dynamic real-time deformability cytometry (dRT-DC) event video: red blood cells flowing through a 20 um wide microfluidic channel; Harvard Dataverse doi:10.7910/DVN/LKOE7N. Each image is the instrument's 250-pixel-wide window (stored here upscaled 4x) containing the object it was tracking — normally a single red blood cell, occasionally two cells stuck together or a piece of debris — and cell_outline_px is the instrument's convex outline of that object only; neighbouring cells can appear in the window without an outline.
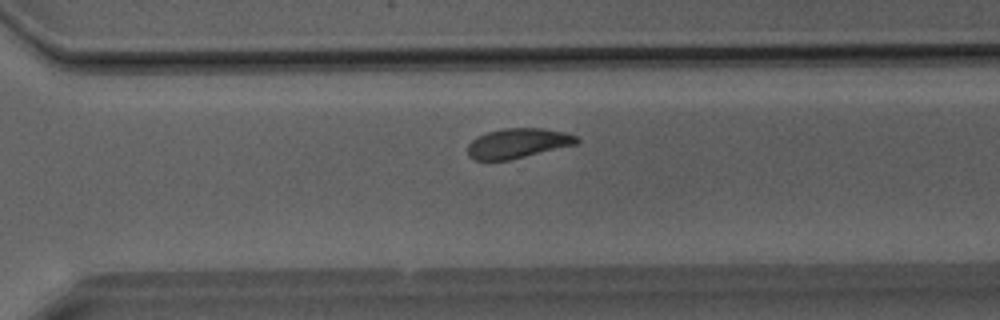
{"species": "Egyptian fruit bat (a non-hibernating species)", "species_latin": "Rousettus aegyptiacus", "temperature_condition": "room temperature", "stored_images_in_passage": 33, "camera_frame_rate_fps": 3000, "um_per_image_px": 0.085, "animal": {"sex": "male"}, "frame": {"image": 1, "passage_image": 21, "time_ms": 6.667, "image_size_px": [1000, 320], "cell_outline_px": [[580, 140], [576, 144], [512, 160], [472, 160], [468, 156], [468, 144], [476, 136], [488, 132], [504, 128], [544, 128], [564, 132], [580, 136]], "centroid_in_image_um": [44.02, 12.18], "position_along_channel_um": 326.6, "area_um2": 19.19}}
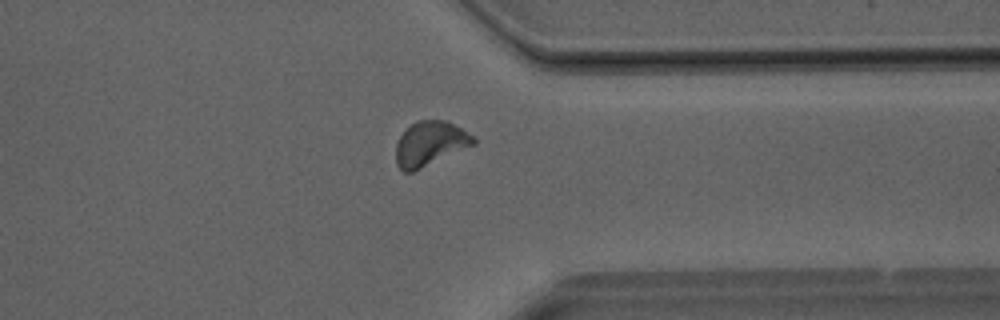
{"frame": {"image": 2, "passage_image": 24, "time_ms": 7.667, "image_size_px": [1000, 320], "cell_outline_px": [[476, 144], [412, 172], [404, 172], [396, 164], [396, 144], [404, 128], [416, 120], [444, 120], [460, 128], [472, 136], [476, 140]], "centroid_in_image_um": [36.51, 12.2], "position_along_channel_um": 374.9, "area_um2": 20.06}}
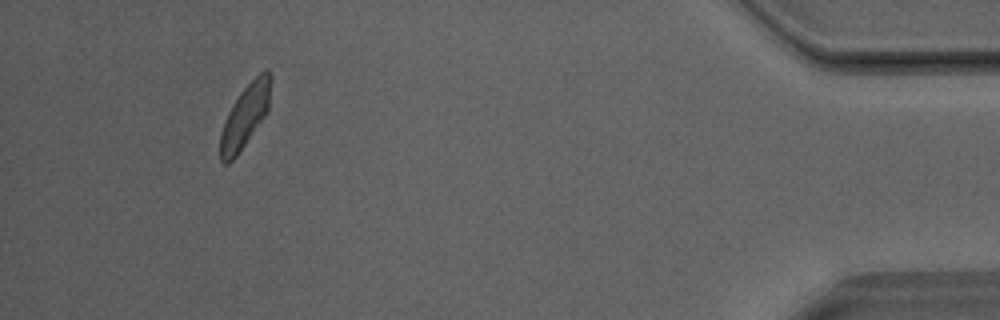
{"frame": {"image": 3, "passage_image": 30, "time_ms": 9.667, "image_size_px": [1000, 320], "cell_outline_px": [[272, 80], [268, 112], [236, 156], [228, 164], [224, 164], [220, 160], [220, 132], [228, 112], [232, 104], [240, 92], [264, 68], [268, 68], [272, 76]], "centroid_in_image_um": [20.85, 9.83], "position_along_channel_um": 414.3, "area_um2": 18.67}}